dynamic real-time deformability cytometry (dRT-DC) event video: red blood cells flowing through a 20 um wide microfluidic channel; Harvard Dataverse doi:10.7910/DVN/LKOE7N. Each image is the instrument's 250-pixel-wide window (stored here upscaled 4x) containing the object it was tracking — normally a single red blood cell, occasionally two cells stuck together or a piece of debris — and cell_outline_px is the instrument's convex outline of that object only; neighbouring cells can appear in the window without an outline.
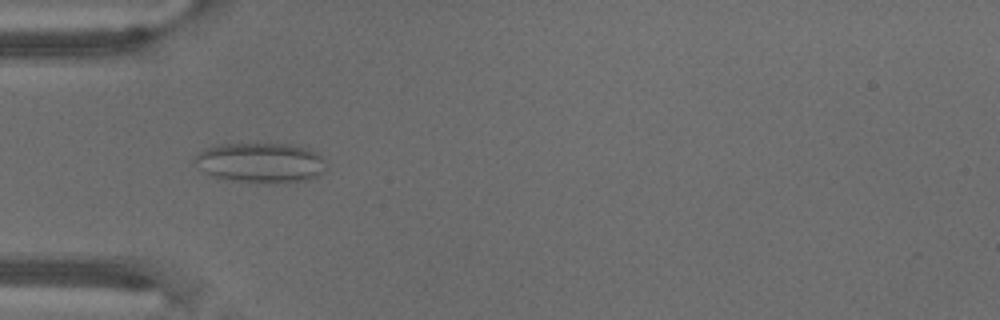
{"species": "common noctule bat (a hibernating species)", "species_latin": "Nyctalus noctula", "temperature_condition": "warm", "stored_images_in_passage": 72, "camera_frame_rate_fps": 3000, "um_per_image_px": 0.085, "animal": {"sex": "male", "body_mass_g": 18.8}, "frame": {"image": 1, "passage_image": 23, "time_ms": 7.333, "image_size_px": [1000, 320], "cell_outline_px": [[328, 164], [324, 172], [308, 180], [284, 184], [264, 184], [224, 180], [212, 176], [200, 168], [192, 160], [204, 148], [216, 144], [292, 144], [308, 148], [316, 152]], "centroid_in_image_um": [22.18, 13.86], "position_along_channel_um": 62.8, "area_um2": 31.44}}
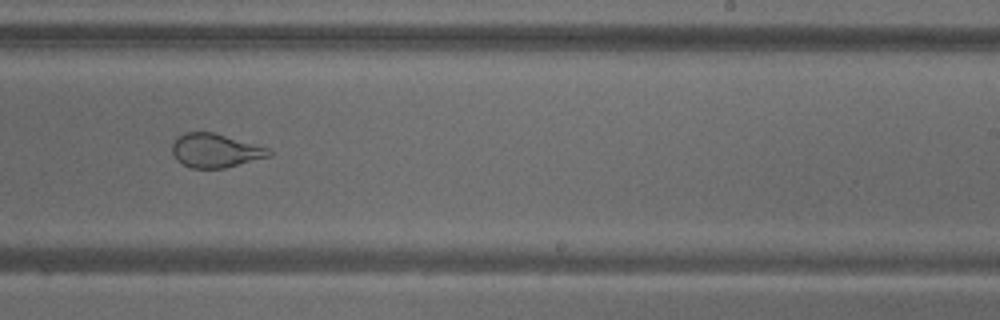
{"frame": {"image": 2, "passage_image": 45, "time_ms": 14.667, "image_size_px": [1000, 320], "cell_outline_px": [[272, 156], [224, 168], [192, 168], [176, 160], [172, 152], [172, 144], [176, 136], [184, 132], [212, 132], [268, 148], [272, 152]], "centroid_in_image_um": [18.28, 12.8], "position_along_channel_um": 270.7, "area_um2": 19.02}}
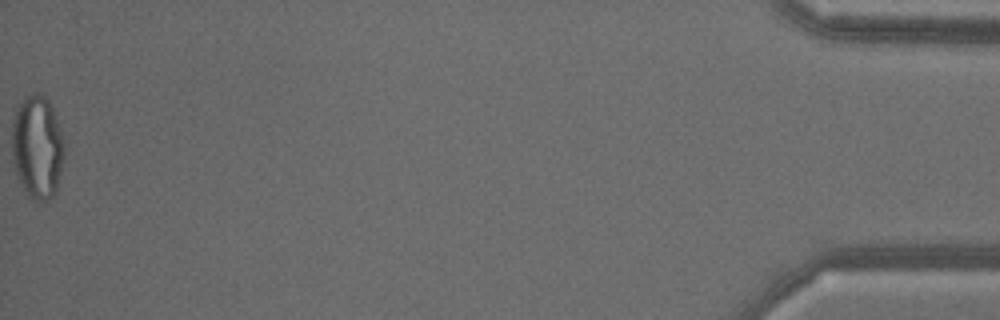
{"frame": {"image": 3, "passage_image": 72, "time_ms": 23.667, "image_size_px": [1000, 320], "cell_outline_px": [[64, 156], [56, 192], [48, 200], [40, 204], [36, 204], [24, 192], [16, 172], [12, 156], [12, 120], [16, 108], [32, 92], [40, 92], [48, 100], [52, 108], [60, 128], [64, 144]], "centroid_in_image_um": [3.17, 12.55], "position_along_channel_um": 432.0, "area_um2": 31.91}}